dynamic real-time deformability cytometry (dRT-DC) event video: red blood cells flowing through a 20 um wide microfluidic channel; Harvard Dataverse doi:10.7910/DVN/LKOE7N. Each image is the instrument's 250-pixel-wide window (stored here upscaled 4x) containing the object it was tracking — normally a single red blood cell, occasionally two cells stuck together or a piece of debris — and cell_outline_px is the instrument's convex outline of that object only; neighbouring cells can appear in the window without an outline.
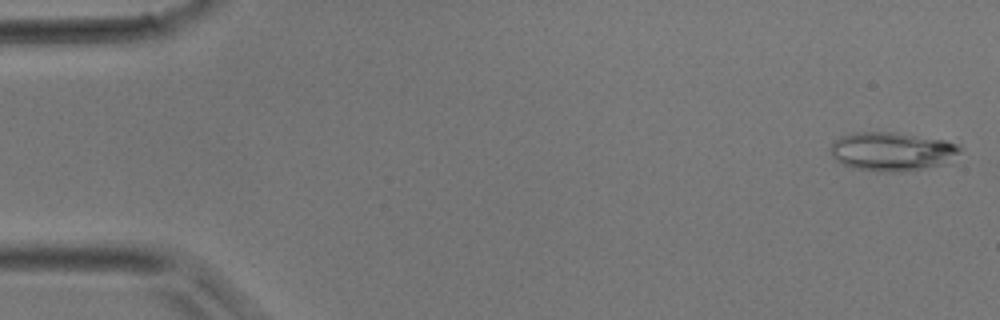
{"species": "common noctule bat (a hibernating species)", "species_latin": "Nyctalus noctula", "temperature_condition": "room temperature", "stored_images_in_passage": 3, "camera_frame_rate_fps": 3000, "um_per_image_px": 0.085, "animal": {"sex": "male", "body_mass_g": 17.9}, "frame": {"image": 1, "passage_image": 1, "time_ms": 0.0, "image_size_px": [1000, 320], "cell_outline_px": [[960, 152], [940, 164], [924, 168], [892, 172], [888, 172], [856, 168], [840, 164], [832, 156], [828, 148], [840, 136], [856, 132], [892, 132], [944, 140], [956, 144], [960, 148]], "centroid_in_image_um": [75.73, 12.86], "position_along_channel_um": 9.3, "area_um2": 28.67}}